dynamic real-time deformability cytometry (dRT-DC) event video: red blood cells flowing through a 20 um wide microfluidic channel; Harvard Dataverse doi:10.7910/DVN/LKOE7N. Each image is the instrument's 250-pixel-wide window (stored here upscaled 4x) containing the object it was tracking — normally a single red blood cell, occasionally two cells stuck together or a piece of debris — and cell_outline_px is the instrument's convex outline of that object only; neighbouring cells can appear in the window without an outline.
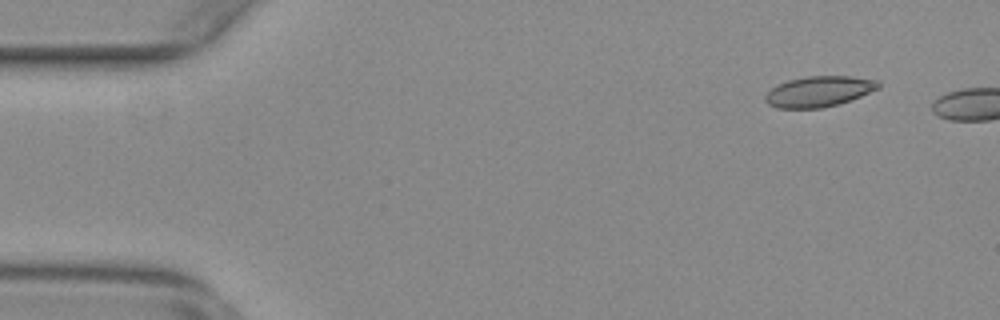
{"species": "common noctule bat (a hibernating species)", "species_latin": "Nyctalus noctula", "temperature_condition": "warm", "stored_images_in_passage": 8, "camera_frame_rate_fps": 3000, "um_per_image_px": 0.085, "animal": {"sex": "female", "body_mass_g": 29.2, "forearm_length_mm": 56.3}, "frame": {"image": 1, "passage_image": 5, "time_ms": 1.333, "image_size_px": [1000, 320], "cell_outline_px": [[880, 88], [852, 100], [840, 104], [820, 108], [776, 108], [768, 104], [764, 100], [764, 96], [772, 88], [788, 80], [808, 76], [852, 76], [880, 80]], "centroid_in_image_um": [69.65, 7.77], "position_along_channel_um": 15.3, "area_um2": 20.35}}